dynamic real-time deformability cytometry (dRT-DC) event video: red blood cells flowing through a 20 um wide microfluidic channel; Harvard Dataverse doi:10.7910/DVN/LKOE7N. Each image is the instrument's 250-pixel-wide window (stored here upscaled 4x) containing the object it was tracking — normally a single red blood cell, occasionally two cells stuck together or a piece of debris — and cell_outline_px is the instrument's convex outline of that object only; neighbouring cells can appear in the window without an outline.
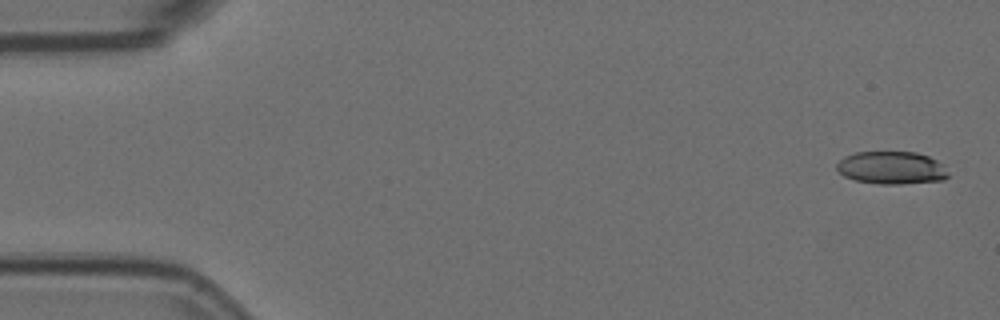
{"species": "Egyptian fruit bat (a non-hibernating species)", "species_latin": "Rousettus aegyptiacus", "temperature_condition": "room temperature", "stored_images_in_passage": 3, "camera_frame_rate_fps": 3000, "um_per_image_px": 0.085, "animal": {"sex": "female"}, "frame": {"image": 1, "passage_image": 1, "time_ms": 0.0, "image_size_px": [1000, 320], "cell_outline_px": [[948, 176], [944, 180], [900, 184], [880, 184], [856, 180], [844, 176], [836, 168], [836, 164], [844, 156], [856, 152], [916, 152], [928, 156], [944, 164], [948, 172]], "centroid_in_image_um": [75.8, 14.26], "position_along_channel_um": 9.2, "area_um2": 21.33}}